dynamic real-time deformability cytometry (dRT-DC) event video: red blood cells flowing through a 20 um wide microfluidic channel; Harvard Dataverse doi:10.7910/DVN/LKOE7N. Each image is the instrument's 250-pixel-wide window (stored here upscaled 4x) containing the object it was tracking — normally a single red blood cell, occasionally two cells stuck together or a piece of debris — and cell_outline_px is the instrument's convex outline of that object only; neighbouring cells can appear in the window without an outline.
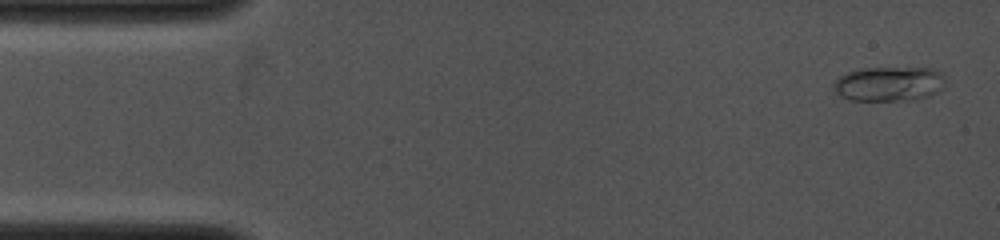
{"species": "common noctule bat (a hibernating species)", "species_latin": "Nyctalus noctula", "temperature_condition": "cold", "stored_images_in_passage": 16, "camera_frame_rate_fps": 4000, "um_per_image_px": 0.085, "animal": {"sex": "female", "body_mass_g": 19.0, "forearm_length_mm": 53.3}, "frame": {"image": 1, "passage_image": 1, "time_ms": 0.0, "image_size_px": [1000, 240], "cell_outline_px": [[944, 80], [940, 92], [928, 96], [912, 100], [852, 100], [840, 96], [832, 88], [832, 84], [840, 76], [856, 68], [932, 68], [940, 72], [944, 76]], "centroid_in_image_um": [75.55, 7.12], "position_along_channel_um": 9.4, "area_um2": 22.66}}
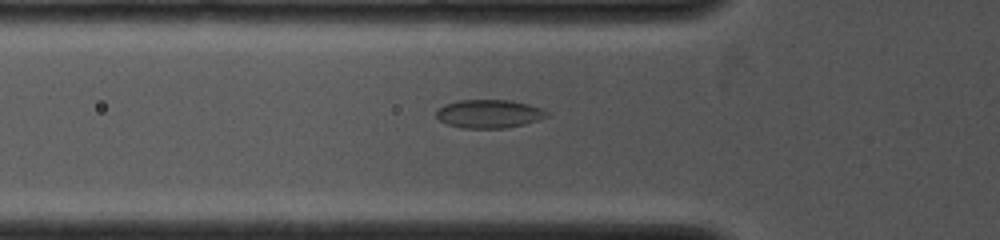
{"frame": {"image": 2, "passage_image": 9, "time_ms": 2.0, "image_size_px": [1000, 240], "cell_outline_px": [[548, 116], [540, 120], [524, 124], [504, 128], [460, 128], [448, 124], [440, 120], [436, 116], [436, 108], [444, 104], [456, 100], [512, 100], [528, 104], [540, 108], [548, 112]], "centroid_in_image_um": [41.54, 9.67], "position_along_channel_um": 84.3, "area_um2": 18.44}}
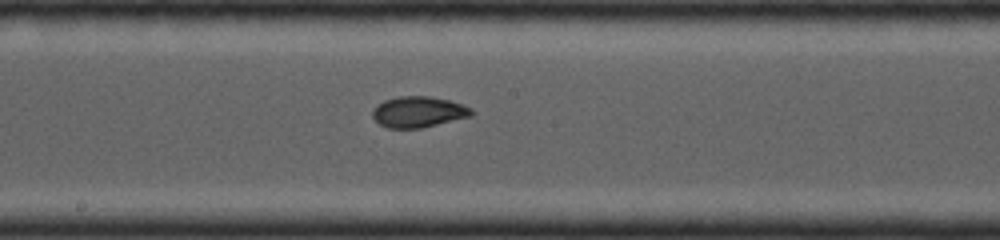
{"frame": {"image": 3, "passage_image": 16, "time_ms": 3.75, "image_size_px": [1000, 240], "cell_outline_px": [[476, 112], [472, 116], [420, 128], [388, 128], [380, 124], [372, 116], [372, 112], [384, 100], [396, 96], [428, 96], [448, 100], [464, 104], [472, 108]], "centroid_in_image_um": [35.62, 9.51], "position_along_channel_um": 212.6, "area_um2": 17.8}}